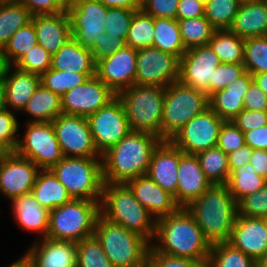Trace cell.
I'll return each instance as SVG.
<instances>
[{"label": "cell", "instance_id": "12", "mask_svg": "<svg viewBox=\"0 0 267 267\" xmlns=\"http://www.w3.org/2000/svg\"><path fill=\"white\" fill-rule=\"evenodd\" d=\"M224 123L210 107L186 123L170 141L187 154H198L217 145Z\"/></svg>", "mask_w": 267, "mask_h": 267}, {"label": "cell", "instance_id": "26", "mask_svg": "<svg viewBox=\"0 0 267 267\" xmlns=\"http://www.w3.org/2000/svg\"><path fill=\"white\" fill-rule=\"evenodd\" d=\"M253 82V75L245 71L225 89L209 97V107L224 121H232L244 109V96Z\"/></svg>", "mask_w": 267, "mask_h": 267}, {"label": "cell", "instance_id": "20", "mask_svg": "<svg viewBox=\"0 0 267 267\" xmlns=\"http://www.w3.org/2000/svg\"><path fill=\"white\" fill-rule=\"evenodd\" d=\"M184 152L170 140L161 141L154 149L147 175L162 189L174 196L178 187V166Z\"/></svg>", "mask_w": 267, "mask_h": 267}, {"label": "cell", "instance_id": "52", "mask_svg": "<svg viewBox=\"0 0 267 267\" xmlns=\"http://www.w3.org/2000/svg\"><path fill=\"white\" fill-rule=\"evenodd\" d=\"M179 0H142L141 10L154 18L176 19Z\"/></svg>", "mask_w": 267, "mask_h": 267}, {"label": "cell", "instance_id": "14", "mask_svg": "<svg viewBox=\"0 0 267 267\" xmlns=\"http://www.w3.org/2000/svg\"><path fill=\"white\" fill-rule=\"evenodd\" d=\"M52 124L64 157H101L91 135L87 117L60 114Z\"/></svg>", "mask_w": 267, "mask_h": 267}, {"label": "cell", "instance_id": "31", "mask_svg": "<svg viewBox=\"0 0 267 267\" xmlns=\"http://www.w3.org/2000/svg\"><path fill=\"white\" fill-rule=\"evenodd\" d=\"M31 193L38 203L49 211L72 199L65 186L50 169L39 171Z\"/></svg>", "mask_w": 267, "mask_h": 267}, {"label": "cell", "instance_id": "21", "mask_svg": "<svg viewBox=\"0 0 267 267\" xmlns=\"http://www.w3.org/2000/svg\"><path fill=\"white\" fill-rule=\"evenodd\" d=\"M233 247L260 260L267 252V228L265 218L238 215L228 241Z\"/></svg>", "mask_w": 267, "mask_h": 267}, {"label": "cell", "instance_id": "60", "mask_svg": "<svg viewBox=\"0 0 267 267\" xmlns=\"http://www.w3.org/2000/svg\"><path fill=\"white\" fill-rule=\"evenodd\" d=\"M245 143L252 149L267 150V125L244 133Z\"/></svg>", "mask_w": 267, "mask_h": 267}, {"label": "cell", "instance_id": "32", "mask_svg": "<svg viewBox=\"0 0 267 267\" xmlns=\"http://www.w3.org/2000/svg\"><path fill=\"white\" fill-rule=\"evenodd\" d=\"M22 111L33 117L27 122H52L62 114L61 97L40 84Z\"/></svg>", "mask_w": 267, "mask_h": 267}, {"label": "cell", "instance_id": "73", "mask_svg": "<svg viewBox=\"0 0 267 267\" xmlns=\"http://www.w3.org/2000/svg\"><path fill=\"white\" fill-rule=\"evenodd\" d=\"M198 1L205 5L209 0H198Z\"/></svg>", "mask_w": 267, "mask_h": 267}, {"label": "cell", "instance_id": "28", "mask_svg": "<svg viewBox=\"0 0 267 267\" xmlns=\"http://www.w3.org/2000/svg\"><path fill=\"white\" fill-rule=\"evenodd\" d=\"M229 30L244 39L267 36L266 1L242 0Z\"/></svg>", "mask_w": 267, "mask_h": 267}, {"label": "cell", "instance_id": "3", "mask_svg": "<svg viewBox=\"0 0 267 267\" xmlns=\"http://www.w3.org/2000/svg\"><path fill=\"white\" fill-rule=\"evenodd\" d=\"M185 208L211 246L229 241L238 208L226 184H212Z\"/></svg>", "mask_w": 267, "mask_h": 267}, {"label": "cell", "instance_id": "46", "mask_svg": "<svg viewBox=\"0 0 267 267\" xmlns=\"http://www.w3.org/2000/svg\"><path fill=\"white\" fill-rule=\"evenodd\" d=\"M136 10L112 7L107 8L104 20V31L111 37H121L126 40L130 24Z\"/></svg>", "mask_w": 267, "mask_h": 267}, {"label": "cell", "instance_id": "59", "mask_svg": "<svg viewBox=\"0 0 267 267\" xmlns=\"http://www.w3.org/2000/svg\"><path fill=\"white\" fill-rule=\"evenodd\" d=\"M252 155V148L249 145H244L234 152L229 153L228 165L230 173L235 169L241 167L242 165H247L249 163L250 157Z\"/></svg>", "mask_w": 267, "mask_h": 267}, {"label": "cell", "instance_id": "50", "mask_svg": "<svg viewBox=\"0 0 267 267\" xmlns=\"http://www.w3.org/2000/svg\"><path fill=\"white\" fill-rule=\"evenodd\" d=\"M245 72L243 64L221 63L214 69L213 81H210V96L223 90Z\"/></svg>", "mask_w": 267, "mask_h": 267}, {"label": "cell", "instance_id": "40", "mask_svg": "<svg viewBox=\"0 0 267 267\" xmlns=\"http://www.w3.org/2000/svg\"><path fill=\"white\" fill-rule=\"evenodd\" d=\"M154 17L142 10L136 11L130 24L126 44L139 50L153 47Z\"/></svg>", "mask_w": 267, "mask_h": 267}, {"label": "cell", "instance_id": "66", "mask_svg": "<svg viewBox=\"0 0 267 267\" xmlns=\"http://www.w3.org/2000/svg\"><path fill=\"white\" fill-rule=\"evenodd\" d=\"M7 109L5 99V88L3 82H0V112Z\"/></svg>", "mask_w": 267, "mask_h": 267}, {"label": "cell", "instance_id": "8", "mask_svg": "<svg viewBox=\"0 0 267 267\" xmlns=\"http://www.w3.org/2000/svg\"><path fill=\"white\" fill-rule=\"evenodd\" d=\"M99 215V202L71 199L66 204L50 210L46 237L77 243L94 235Z\"/></svg>", "mask_w": 267, "mask_h": 267}, {"label": "cell", "instance_id": "11", "mask_svg": "<svg viewBox=\"0 0 267 267\" xmlns=\"http://www.w3.org/2000/svg\"><path fill=\"white\" fill-rule=\"evenodd\" d=\"M91 135L100 155L131 132L122 101L116 96L107 105L87 117Z\"/></svg>", "mask_w": 267, "mask_h": 267}, {"label": "cell", "instance_id": "17", "mask_svg": "<svg viewBox=\"0 0 267 267\" xmlns=\"http://www.w3.org/2000/svg\"><path fill=\"white\" fill-rule=\"evenodd\" d=\"M116 96L95 75L61 96L62 114L88 117L107 105Z\"/></svg>", "mask_w": 267, "mask_h": 267}, {"label": "cell", "instance_id": "56", "mask_svg": "<svg viewBox=\"0 0 267 267\" xmlns=\"http://www.w3.org/2000/svg\"><path fill=\"white\" fill-rule=\"evenodd\" d=\"M148 258L153 262L154 267H206L203 262L159 253L152 246L150 247Z\"/></svg>", "mask_w": 267, "mask_h": 267}, {"label": "cell", "instance_id": "74", "mask_svg": "<svg viewBox=\"0 0 267 267\" xmlns=\"http://www.w3.org/2000/svg\"><path fill=\"white\" fill-rule=\"evenodd\" d=\"M265 225H266V228H267V218H265Z\"/></svg>", "mask_w": 267, "mask_h": 267}, {"label": "cell", "instance_id": "55", "mask_svg": "<svg viewBox=\"0 0 267 267\" xmlns=\"http://www.w3.org/2000/svg\"><path fill=\"white\" fill-rule=\"evenodd\" d=\"M232 121L245 133L267 125V110L252 111L243 109Z\"/></svg>", "mask_w": 267, "mask_h": 267}, {"label": "cell", "instance_id": "10", "mask_svg": "<svg viewBox=\"0 0 267 267\" xmlns=\"http://www.w3.org/2000/svg\"><path fill=\"white\" fill-rule=\"evenodd\" d=\"M18 139L17 155L33 161L41 170L51 169L64 158L52 122H26Z\"/></svg>", "mask_w": 267, "mask_h": 267}, {"label": "cell", "instance_id": "39", "mask_svg": "<svg viewBox=\"0 0 267 267\" xmlns=\"http://www.w3.org/2000/svg\"><path fill=\"white\" fill-rule=\"evenodd\" d=\"M254 260L230 243L211 246L206 267H253Z\"/></svg>", "mask_w": 267, "mask_h": 267}, {"label": "cell", "instance_id": "70", "mask_svg": "<svg viewBox=\"0 0 267 267\" xmlns=\"http://www.w3.org/2000/svg\"><path fill=\"white\" fill-rule=\"evenodd\" d=\"M260 261L267 266V252L262 256V258L260 259Z\"/></svg>", "mask_w": 267, "mask_h": 267}, {"label": "cell", "instance_id": "15", "mask_svg": "<svg viewBox=\"0 0 267 267\" xmlns=\"http://www.w3.org/2000/svg\"><path fill=\"white\" fill-rule=\"evenodd\" d=\"M107 7L99 0H77L69 6L71 35L81 45L90 50L104 33Z\"/></svg>", "mask_w": 267, "mask_h": 267}, {"label": "cell", "instance_id": "30", "mask_svg": "<svg viewBox=\"0 0 267 267\" xmlns=\"http://www.w3.org/2000/svg\"><path fill=\"white\" fill-rule=\"evenodd\" d=\"M82 74H96V62L89 48L81 46L73 37L52 55L51 68Z\"/></svg>", "mask_w": 267, "mask_h": 267}, {"label": "cell", "instance_id": "13", "mask_svg": "<svg viewBox=\"0 0 267 267\" xmlns=\"http://www.w3.org/2000/svg\"><path fill=\"white\" fill-rule=\"evenodd\" d=\"M179 80V59L155 47L137 50L135 84L166 88Z\"/></svg>", "mask_w": 267, "mask_h": 267}, {"label": "cell", "instance_id": "41", "mask_svg": "<svg viewBox=\"0 0 267 267\" xmlns=\"http://www.w3.org/2000/svg\"><path fill=\"white\" fill-rule=\"evenodd\" d=\"M94 76L95 74L48 69L41 75V84L61 97L67 91L83 84L88 78Z\"/></svg>", "mask_w": 267, "mask_h": 267}, {"label": "cell", "instance_id": "4", "mask_svg": "<svg viewBox=\"0 0 267 267\" xmlns=\"http://www.w3.org/2000/svg\"><path fill=\"white\" fill-rule=\"evenodd\" d=\"M100 214L105 219L139 234L152 244L156 220L134 197L126 183L103 184Z\"/></svg>", "mask_w": 267, "mask_h": 267}, {"label": "cell", "instance_id": "64", "mask_svg": "<svg viewBox=\"0 0 267 267\" xmlns=\"http://www.w3.org/2000/svg\"><path fill=\"white\" fill-rule=\"evenodd\" d=\"M253 81L267 95V72L253 75Z\"/></svg>", "mask_w": 267, "mask_h": 267}, {"label": "cell", "instance_id": "2", "mask_svg": "<svg viewBox=\"0 0 267 267\" xmlns=\"http://www.w3.org/2000/svg\"><path fill=\"white\" fill-rule=\"evenodd\" d=\"M161 141L144 132L131 131L124 136L101 155L104 183H126L146 175L153 151Z\"/></svg>", "mask_w": 267, "mask_h": 267}, {"label": "cell", "instance_id": "27", "mask_svg": "<svg viewBox=\"0 0 267 267\" xmlns=\"http://www.w3.org/2000/svg\"><path fill=\"white\" fill-rule=\"evenodd\" d=\"M40 84V75L19 70L11 65L3 80L7 109L22 112Z\"/></svg>", "mask_w": 267, "mask_h": 267}, {"label": "cell", "instance_id": "57", "mask_svg": "<svg viewBox=\"0 0 267 267\" xmlns=\"http://www.w3.org/2000/svg\"><path fill=\"white\" fill-rule=\"evenodd\" d=\"M244 109L252 111L267 110V95L253 81L244 96Z\"/></svg>", "mask_w": 267, "mask_h": 267}, {"label": "cell", "instance_id": "44", "mask_svg": "<svg viewBox=\"0 0 267 267\" xmlns=\"http://www.w3.org/2000/svg\"><path fill=\"white\" fill-rule=\"evenodd\" d=\"M243 66L251 75L267 72V36L244 39Z\"/></svg>", "mask_w": 267, "mask_h": 267}, {"label": "cell", "instance_id": "7", "mask_svg": "<svg viewBox=\"0 0 267 267\" xmlns=\"http://www.w3.org/2000/svg\"><path fill=\"white\" fill-rule=\"evenodd\" d=\"M50 170L72 199L101 202L104 184L101 157H64Z\"/></svg>", "mask_w": 267, "mask_h": 267}, {"label": "cell", "instance_id": "36", "mask_svg": "<svg viewBox=\"0 0 267 267\" xmlns=\"http://www.w3.org/2000/svg\"><path fill=\"white\" fill-rule=\"evenodd\" d=\"M267 179L258 175L252 165H242L230 173L226 183L229 193L236 202L264 187Z\"/></svg>", "mask_w": 267, "mask_h": 267}, {"label": "cell", "instance_id": "68", "mask_svg": "<svg viewBox=\"0 0 267 267\" xmlns=\"http://www.w3.org/2000/svg\"><path fill=\"white\" fill-rule=\"evenodd\" d=\"M133 267H154V265L153 262L147 257L143 262Z\"/></svg>", "mask_w": 267, "mask_h": 267}, {"label": "cell", "instance_id": "35", "mask_svg": "<svg viewBox=\"0 0 267 267\" xmlns=\"http://www.w3.org/2000/svg\"><path fill=\"white\" fill-rule=\"evenodd\" d=\"M33 15L20 2L0 3V48L8 43L11 36L32 21Z\"/></svg>", "mask_w": 267, "mask_h": 267}, {"label": "cell", "instance_id": "61", "mask_svg": "<svg viewBox=\"0 0 267 267\" xmlns=\"http://www.w3.org/2000/svg\"><path fill=\"white\" fill-rule=\"evenodd\" d=\"M249 163L258 175L267 179V150L252 149V155Z\"/></svg>", "mask_w": 267, "mask_h": 267}, {"label": "cell", "instance_id": "63", "mask_svg": "<svg viewBox=\"0 0 267 267\" xmlns=\"http://www.w3.org/2000/svg\"><path fill=\"white\" fill-rule=\"evenodd\" d=\"M10 66L3 48H0V82H3Z\"/></svg>", "mask_w": 267, "mask_h": 267}, {"label": "cell", "instance_id": "71", "mask_svg": "<svg viewBox=\"0 0 267 267\" xmlns=\"http://www.w3.org/2000/svg\"><path fill=\"white\" fill-rule=\"evenodd\" d=\"M20 0H0V2H19Z\"/></svg>", "mask_w": 267, "mask_h": 267}, {"label": "cell", "instance_id": "62", "mask_svg": "<svg viewBox=\"0 0 267 267\" xmlns=\"http://www.w3.org/2000/svg\"><path fill=\"white\" fill-rule=\"evenodd\" d=\"M107 8L118 7L139 11L141 10L140 0H99Z\"/></svg>", "mask_w": 267, "mask_h": 267}, {"label": "cell", "instance_id": "45", "mask_svg": "<svg viewBox=\"0 0 267 267\" xmlns=\"http://www.w3.org/2000/svg\"><path fill=\"white\" fill-rule=\"evenodd\" d=\"M76 247L77 267H115L94 235L77 242Z\"/></svg>", "mask_w": 267, "mask_h": 267}, {"label": "cell", "instance_id": "24", "mask_svg": "<svg viewBox=\"0 0 267 267\" xmlns=\"http://www.w3.org/2000/svg\"><path fill=\"white\" fill-rule=\"evenodd\" d=\"M211 185L200 167L197 156L183 153L178 166L176 203L180 207H186Z\"/></svg>", "mask_w": 267, "mask_h": 267}, {"label": "cell", "instance_id": "37", "mask_svg": "<svg viewBox=\"0 0 267 267\" xmlns=\"http://www.w3.org/2000/svg\"><path fill=\"white\" fill-rule=\"evenodd\" d=\"M200 167L211 184H226L230 170L228 156L218 147L196 154Z\"/></svg>", "mask_w": 267, "mask_h": 267}, {"label": "cell", "instance_id": "5", "mask_svg": "<svg viewBox=\"0 0 267 267\" xmlns=\"http://www.w3.org/2000/svg\"><path fill=\"white\" fill-rule=\"evenodd\" d=\"M94 236L115 267H133L147 257L151 243L120 224L105 219L101 214L95 223Z\"/></svg>", "mask_w": 267, "mask_h": 267}, {"label": "cell", "instance_id": "43", "mask_svg": "<svg viewBox=\"0 0 267 267\" xmlns=\"http://www.w3.org/2000/svg\"><path fill=\"white\" fill-rule=\"evenodd\" d=\"M37 43L33 21L18 29L4 46L3 51L10 65H14Z\"/></svg>", "mask_w": 267, "mask_h": 267}, {"label": "cell", "instance_id": "53", "mask_svg": "<svg viewBox=\"0 0 267 267\" xmlns=\"http://www.w3.org/2000/svg\"><path fill=\"white\" fill-rule=\"evenodd\" d=\"M19 2L24 5L33 16L68 12L70 6L66 0H20Z\"/></svg>", "mask_w": 267, "mask_h": 267}, {"label": "cell", "instance_id": "38", "mask_svg": "<svg viewBox=\"0 0 267 267\" xmlns=\"http://www.w3.org/2000/svg\"><path fill=\"white\" fill-rule=\"evenodd\" d=\"M178 24L186 49L207 45L216 30L205 16L178 20Z\"/></svg>", "mask_w": 267, "mask_h": 267}, {"label": "cell", "instance_id": "6", "mask_svg": "<svg viewBox=\"0 0 267 267\" xmlns=\"http://www.w3.org/2000/svg\"><path fill=\"white\" fill-rule=\"evenodd\" d=\"M117 96L122 101L131 131L149 133L161 139L165 88L135 84Z\"/></svg>", "mask_w": 267, "mask_h": 267}, {"label": "cell", "instance_id": "25", "mask_svg": "<svg viewBox=\"0 0 267 267\" xmlns=\"http://www.w3.org/2000/svg\"><path fill=\"white\" fill-rule=\"evenodd\" d=\"M37 43L50 54H55L72 37L71 20L68 12L34 15Z\"/></svg>", "mask_w": 267, "mask_h": 267}, {"label": "cell", "instance_id": "47", "mask_svg": "<svg viewBox=\"0 0 267 267\" xmlns=\"http://www.w3.org/2000/svg\"><path fill=\"white\" fill-rule=\"evenodd\" d=\"M52 54L41 45L36 44L14 66L22 71L42 75L51 68Z\"/></svg>", "mask_w": 267, "mask_h": 267}, {"label": "cell", "instance_id": "42", "mask_svg": "<svg viewBox=\"0 0 267 267\" xmlns=\"http://www.w3.org/2000/svg\"><path fill=\"white\" fill-rule=\"evenodd\" d=\"M242 0H209L204 6V16L216 30L229 29Z\"/></svg>", "mask_w": 267, "mask_h": 267}, {"label": "cell", "instance_id": "69", "mask_svg": "<svg viewBox=\"0 0 267 267\" xmlns=\"http://www.w3.org/2000/svg\"><path fill=\"white\" fill-rule=\"evenodd\" d=\"M253 267H267L264 263H262L260 260H255L253 263Z\"/></svg>", "mask_w": 267, "mask_h": 267}, {"label": "cell", "instance_id": "19", "mask_svg": "<svg viewBox=\"0 0 267 267\" xmlns=\"http://www.w3.org/2000/svg\"><path fill=\"white\" fill-rule=\"evenodd\" d=\"M40 170L33 161L10 152L0 161V193L8 200L30 193Z\"/></svg>", "mask_w": 267, "mask_h": 267}, {"label": "cell", "instance_id": "51", "mask_svg": "<svg viewBox=\"0 0 267 267\" xmlns=\"http://www.w3.org/2000/svg\"><path fill=\"white\" fill-rule=\"evenodd\" d=\"M19 129V122L17 121L14 112L5 109L0 112V141L11 151L16 150L18 139L16 135Z\"/></svg>", "mask_w": 267, "mask_h": 267}, {"label": "cell", "instance_id": "29", "mask_svg": "<svg viewBox=\"0 0 267 267\" xmlns=\"http://www.w3.org/2000/svg\"><path fill=\"white\" fill-rule=\"evenodd\" d=\"M14 219L23 230L36 232L45 238L49 227L50 211L42 207L30 192L11 199Z\"/></svg>", "mask_w": 267, "mask_h": 267}, {"label": "cell", "instance_id": "54", "mask_svg": "<svg viewBox=\"0 0 267 267\" xmlns=\"http://www.w3.org/2000/svg\"><path fill=\"white\" fill-rule=\"evenodd\" d=\"M126 40L121 37H111L106 32L100 35V39L97 40L95 46L91 49L95 62L114 54L116 51L125 47Z\"/></svg>", "mask_w": 267, "mask_h": 267}, {"label": "cell", "instance_id": "22", "mask_svg": "<svg viewBox=\"0 0 267 267\" xmlns=\"http://www.w3.org/2000/svg\"><path fill=\"white\" fill-rule=\"evenodd\" d=\"M126 184L155 220L173 214L180 208L174 196L162 189L147 174L130 179Z\"/></svg>", "mask_w": 267, "mask_h": 267}, {"label": "cell", "instance_id": "1", "mask_svg": "<svg viewBox=\"0 0 267 267\" xmlns=\"http://www.w3.org/2000/svg\"><path fill=\"white\" fill-rule=\"evenodd\" d=\"M153 240L159 253L207 264L211 245L185 207L156 220Z\"/></svg>", "mask_w": 267, "mask_h": 267}, {"label": "cell", "instance_id": "67", "mask_svg": "<svg viewBox=\"0 0 267 267\" xmlns=\"http://www.w3.org/2000/svg\"><path fill=\"white\" fill-rule=\"evenodd\" d=\"M11 151L0 141V161L6 157Z\"/></svg>", "mask_w": 267, "mask_h": 267}, {"label": "cell", "instance_id": "58", "mask_svg": "<svg viewBox=\"0 0 267 267\" xmlns=\"http://www.w3.org/2000/svg\"><path fill=\"white\" fill-rule=\"evenodd\" d=\"M204 6L198 0H179L176 19L184 20L204 16Z\"/></svg>", "mask_w": 267, "mask_h": 267}, {"label": "cell", "instance_id": "16", "mask_svg": "<svg viewBox=\"0 0 267 267\" xmlns=\"http://www.w3.org/2000/svg\"><path fill=\"white\" fill-rule=\"evenodd\" d=\"M221 63L208 44L187 49L179 59V81L210 97V81Z\"/></svg>", "mask_w": 267, "mask_h": 267}, {"label": "cell", "instance_id": "18", "mask_svg": "<svg viewBox=\"0 0 267 267\" xmlns=\"http://www.w3.org/2000/svg\"><path fill=\"white\" fill-rule=\"evenodd\" d=\"M137 50L126 45L96 62V76L116 95L135 85Z\"/></svg>", "mask_w": 267, "mask_h": 267}, {"label": "cell", "instance_id": "33", "mask_svg": "<svg viewBox=\"0 0 267 267\" xmlns=\"http://www.w3.org/2000/svg\"><path fill=\"white\" fill-rule=\"evenodd\" d=\"M153 47L171 53L178 59L186 52L177 19L154 18Z\"/></svg>", "mask_w": 267, "mask_h": 267}, {"label": "cell", "instance_id": "72", "mask_svg": "<svg viewBox=\"0 0 267 267\" xmlns=\"http://www.w3.org/2000/svg\"><path fill=\"white\" fill-rule=\"evenodd\" d=\"M66 1H67V3L70 5V4L74 3V2L77 1V0H66Z\"/></svg>", "mask_w": 267, "mask_h": 267}, {"label": "cell", "instance_id": "65", "mask_svg": "<svg viewBox=\"0 0 267 267\" xmlns=\"http://www.w3.org/2000/svg\"><path fill=\"white\" fill-rule=\"evenodd\" d=\"M7 267H35L34 263L29 259V257L24 253L18 260H15L11 265Z\"/></svg>", "mask_w": 267, "mask_h": 267}, {"label": "cell", "instance_id": "48", "mask_svg": "<svg viewBox=\"0 0 267 267\" xmlns=\"http://www.w3.org/2000/svg\"><path fill=\"white\" fill-rule=\"evenodd\" d=\"M238 215L267 218V182L264 187L237 202Z\"/></svg>", "mask_w": 267, "mask_h": 267}, {"label": "cell", "instance_id": "9", "mask_svg": "<svg viewBox=\"0 0 267 267\" xmlns=\"http://www.w3.org/2000/svg\"><path fill=\"white\" fill-rule=\"evenodd\" d=\"M209 107V96L179 80L165 88L161 140H170L186 123Z\"/></svg>", "mask_w": 267, "mask_h": 267}, {"label": "cell", "instance_id": "23", "mask_svg": "<svg viewBox=\"0 0 267 267\" xmlns=\"http://www.w3.org/2000/svg\"><path fill=\"white\" fill-rule=\"evenodd\" d=\"M36 239L25 253L35 267H77L75 242L48 237Z\"/></svg>", "mask_w": 267, "mask_h": 267}, {"label": "cell", "instance_id": "34", "mask_svg": "<svg viewBox=\"0 0 267 267\" xmlns=\"http://www.w3.org/2000/svg\"><path fill=\"white\" fill-rule=\"evenodd\" d=\"M208 45L219 56L222 63H244V38L229 29L215 30Z\"/></svg>", "mask_w": 267, "mask_h": 267}, {"label": "cell", "instance_id": "49", "mask_svg": "<svg viewBox=\"0 0 267 267\" xmlns=\"http://www.w3.org/2000/svg\"><path fill=\"white\" fill-rule=\"evenodd\" d=\"M245 144V135L234 122L224 121L219 131L216 147L228 155Z\"/></svg>", "mask_w": 267, "mask_h": 267}]
</instances>
